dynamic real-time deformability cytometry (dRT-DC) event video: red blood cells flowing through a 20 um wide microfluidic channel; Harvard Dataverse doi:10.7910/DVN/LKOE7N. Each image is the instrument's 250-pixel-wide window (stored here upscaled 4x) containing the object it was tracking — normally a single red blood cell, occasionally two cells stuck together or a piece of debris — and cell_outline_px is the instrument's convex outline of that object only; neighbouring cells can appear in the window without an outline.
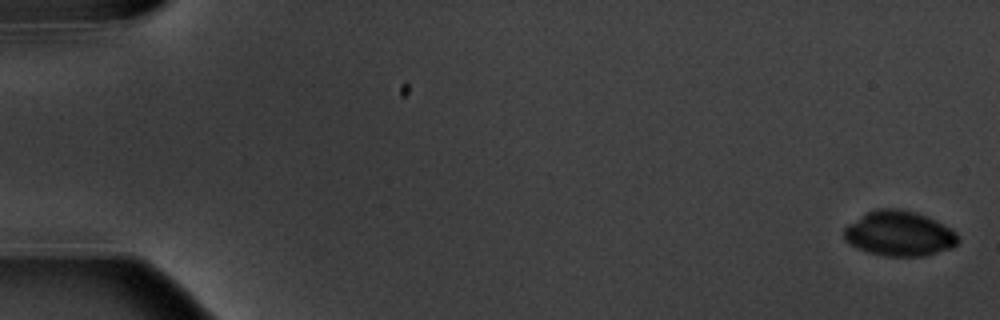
{"species": "common noctule bat (a hibernating species)", "species_latin": "Nyctalus noctula", "temperature_condition": "warm", "stored_images_in_passage": 5, "camera_frame_rate_fps": 3000, "um_per_image_px": 0.085, "animal": {"sex": "male", "body_mass_g": 20.1, "forearm_length_mm": 53.5}, "frame": {"image": 1, "passage_image": 1, "time_ms": 0.0, "image_size_px": [1000, 320], "cell_outline_px": [[960, 240], [952, 248], [924, 256], [884, 256], [868, 252], [856, 248], [848, 244], [844, 240], [844, 228], [848, 224], [868, 212], [876, 208], [896, 208], [916, 212], [936, 220], [956, 232]], "centroid_in_image_um": [76.43, 19.86], "position_along_channel_um": 8.6, "area_um2": 30.06}}
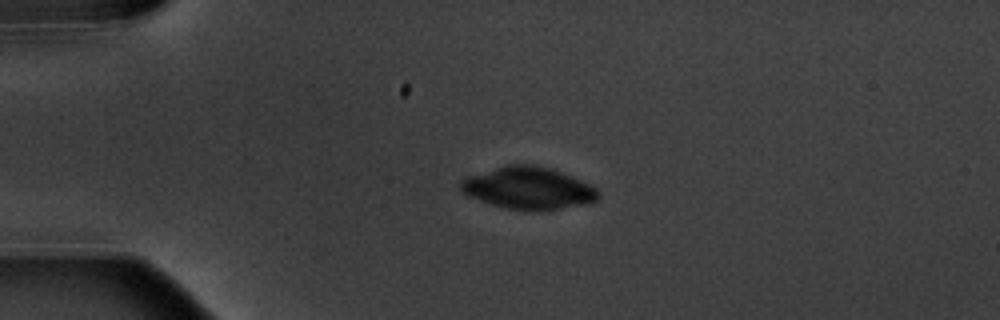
{"frame": {"image": 2, "passage_image": 4, "time_ms": 4.333, "image_size_px": [1000, 320], "cell_outline_px": [[600, 196], [596, 200], [584, 204], [560, 208], [504, 208], [468, 196], [460, 188], [460, 180], [468, 176], [508, 164], [536, 164], [552, 168], [580, 180], [596, 188], [600, 192]], "centroid_in_image_um": [44.9, 15.95], "position_along_channel_um": 40.1, "area_um2": 33.0}}